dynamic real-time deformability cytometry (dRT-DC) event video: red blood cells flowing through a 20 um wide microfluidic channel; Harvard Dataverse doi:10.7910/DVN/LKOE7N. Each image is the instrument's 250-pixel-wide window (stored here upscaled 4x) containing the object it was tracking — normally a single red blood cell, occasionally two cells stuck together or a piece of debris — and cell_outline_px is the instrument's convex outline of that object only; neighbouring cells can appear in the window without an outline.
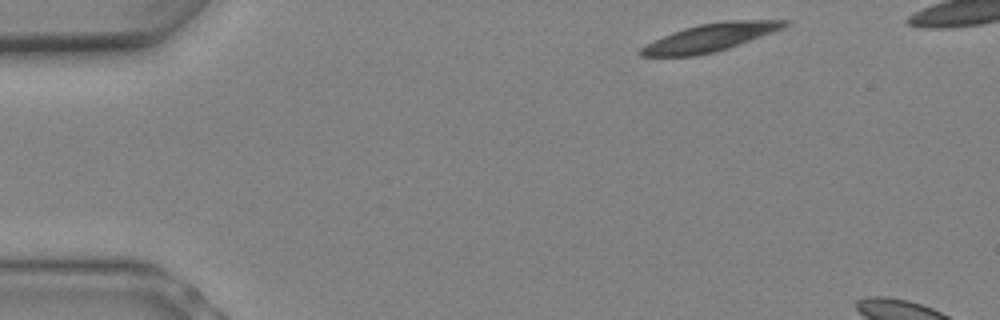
{"species": "Egyptian fruit bat (a non-hibernating species)", "species_latin": "Rousettus aegyptiacus", "temperature_condition": "warm", "stored_images_in_passage": 4, "camera_frame_rate_fps": 3000, "um_per_image_px": 0.085, "animal": {"sex": "female"}, "frame": {"image": 1, "passage_image": 1, "time_ms": 0.0, "image_size_px": [1000, 320], "cell_outline_px": [[792, 24], [784, 28], [740, 44], [716, 52], [696, 56], [640, 56], [636, 52], [640, 48], [672, 32], [684, 28], [700, 24], [724, 20], [792, 20]], "centroid_in_image_um": [60.42, 3.18], "position_along_channel_um": 24.6, "area_um2": 23.35}}